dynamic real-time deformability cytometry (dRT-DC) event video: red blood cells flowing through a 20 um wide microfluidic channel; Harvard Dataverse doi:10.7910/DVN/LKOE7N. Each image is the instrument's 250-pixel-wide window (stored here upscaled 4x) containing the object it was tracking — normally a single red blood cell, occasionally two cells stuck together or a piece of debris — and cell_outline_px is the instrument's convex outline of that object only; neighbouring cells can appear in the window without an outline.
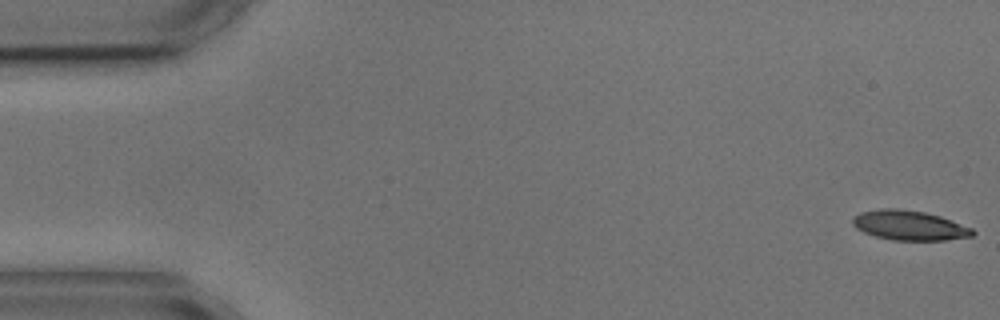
{"species": "common noctule bat (a hibernating species)", "species_latin": "Nyctalus noctula", "temperature_condition": "cold", "stored_images_in_passage": 5, "camera_frame_rate_fps": 3000, "um_per_image_px": 0.085, "animal": {"sex": "male", "body_mass_g": 17.9, "forearm_length_mm": 54.2}, "frame": {"image": 1, "passage_image": 1, "time_ms": 0.0, "image_size_px": [1000, 320], "cell_outline_px": [[976, 232], [972, 236], [944, 240], [892, 240], [876, 236], [864, 232], [856, 228], [852, 224], [852, 216], [860, 212], [880, 208], [896, 208], [924, 212], [940, 216], [972, 228]], "centroid_in_image_um": [77.26, 19.15], "position_along_channel_um": 7.7, "area_um2": 20.75}}
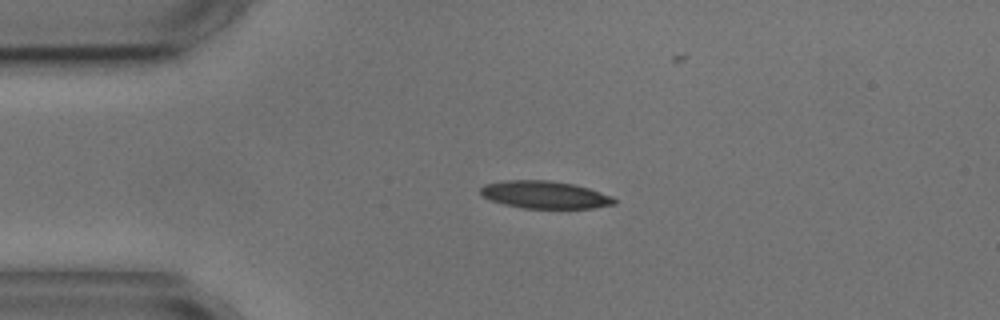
{"frame": {"image": 2, "passage_image": 4, "time_ms": 3.667, "image_size_px": [1000, 320], "cell_outline_px": [[616, 204], [592, 208], [520, 208], [504, 204], [492, 200], [484, 196], [480, 192], [480, 188], [484, 184], [504, 180], [548, 180], [572, 184], [588, 188], [612, 196], [616, 200]], "centroid_in_image_um": [46.3, 16.55], "position_along_channel_um": 38.7, "area_um2": 21.33}}